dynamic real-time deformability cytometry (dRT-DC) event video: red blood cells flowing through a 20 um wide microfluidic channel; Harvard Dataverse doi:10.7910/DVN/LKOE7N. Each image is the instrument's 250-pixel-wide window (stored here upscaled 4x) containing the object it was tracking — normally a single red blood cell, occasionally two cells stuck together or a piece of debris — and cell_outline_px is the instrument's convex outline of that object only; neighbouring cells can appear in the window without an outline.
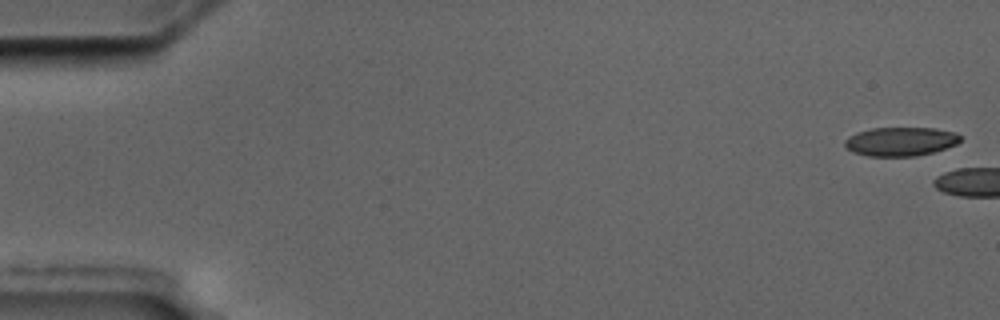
{"species": "common noctule bat (a hibernating species)", "species_latin": "Nyctalus noctula", "temperature_condition": "cold", "stored_images_in_passage": 2, "camera_frame_rate_fps": 3000, "um_per_image_px": 0.085, "animal": {"sex": "male", "body_mass_g": 17.5, "forearm_length_mm": 52.3}, "frame": {"image": 1, "passage_image": 1, "time_ms": 0.0, "image_size_px": [1000, 320], "cell_outline_px": [[960, 140], [956, 144], [932, 152], [916, 156], [868, 156], [852, 152], [844, 144], [844, 140], [848, 136], [856, 132], [872, 128], [936, 128], [956, 132], [960, 136]], "centroid_in_image_um": [76.52, 12.02], "position_along_channel_um": 8.5, "area_um2": 19.42}}